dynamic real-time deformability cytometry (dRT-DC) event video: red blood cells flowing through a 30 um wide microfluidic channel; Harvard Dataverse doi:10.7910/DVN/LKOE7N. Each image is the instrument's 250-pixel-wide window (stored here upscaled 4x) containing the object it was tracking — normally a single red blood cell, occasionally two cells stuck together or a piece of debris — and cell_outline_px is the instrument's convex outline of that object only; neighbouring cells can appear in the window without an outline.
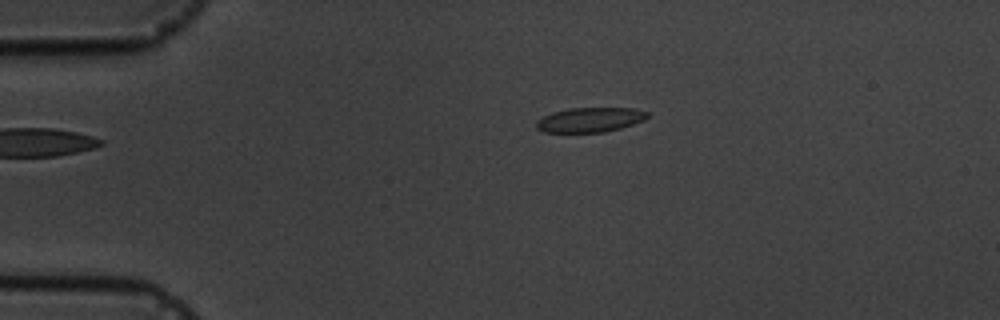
{"species": "common noctule bat (a hibernating species)", "species_latin": "Nyctalus noctula", "temperature_condition": "cold", "stored_images_in_passage": 3, "camera_frame_rate_fps": 3000, "um_per_image_px": 0.085, "animal": {"sex": "male", "body_mass_g": 19.5, "forearm_length_mm": 54.6}, "frame": {"image": 1, "passage_image": 3, "time_ms": 2.333, "image_size_px": [1000, 320], "cell_outline_px": [[648, 116], [644, 120], [620, 128], [604, 132], [544, 132], [536, 128], [536, 120], [552, 112], [568, 108], [632, 108], [648, 112]], "centroid_in_image_um": [50.12, 10.18], "position_along_channel_um": 34.9, "area_um2": 15.9}}